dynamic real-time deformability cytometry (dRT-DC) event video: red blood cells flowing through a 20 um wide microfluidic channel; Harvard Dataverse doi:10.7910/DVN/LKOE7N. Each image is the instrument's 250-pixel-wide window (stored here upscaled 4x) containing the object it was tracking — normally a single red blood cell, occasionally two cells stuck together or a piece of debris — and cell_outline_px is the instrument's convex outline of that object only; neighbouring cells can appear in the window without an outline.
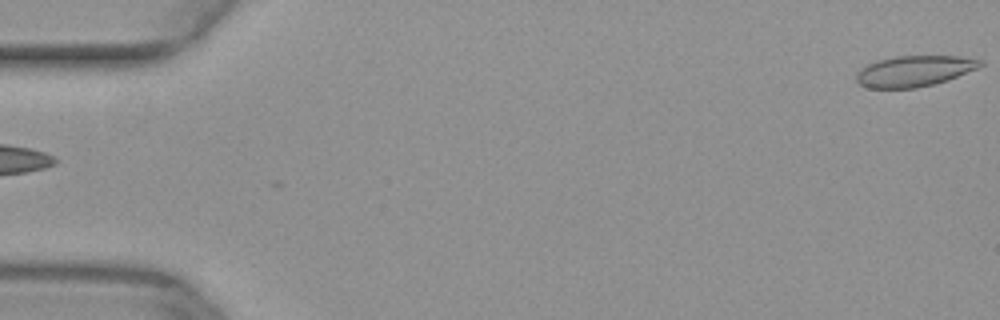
{"species": "common noctule bat (a hibernating species)", "species_latin": "Nyctalus noctula", "temperature_condition": "warm", "stored_images_in_passage": 51, "camera_frame_rate_fps": 3000, "um_per_image_px": 0.085, "animal": {"sex": "female", "body_mass_g": 29.2, "forearm_length_mm": 56.3}, "frame": {"image": 1, "passage_image": 1, "time_ms": 0.0, "image_size_px": [1000, 320], "cell_outline_px": [[984, 64], [976, 68], [948, 80], [916, 88], [868, 88], [860, 84], [856, 80], [856, 72], [860, 68], [876, 60], [896, 56], [960, 56], [984, 60]], "centroid_in_image_um": [77.69, 6.03], "position_along_channel_um": 7.3, "area_um2": 22.31}}
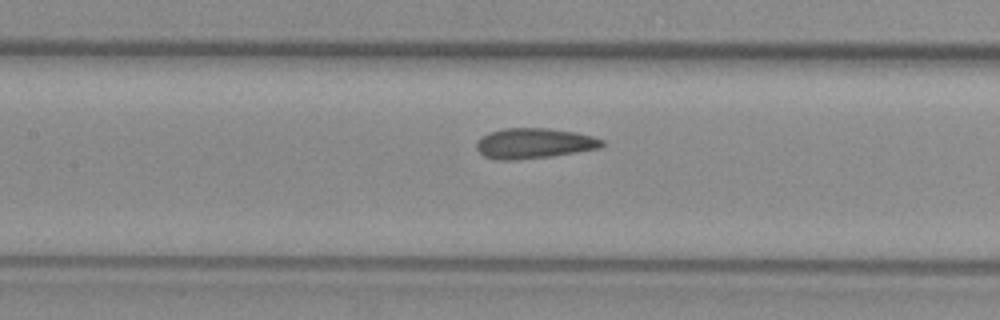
{"frame": {"image": 2, "passage_image": 24, "time_ms": 7.667, "image_size_px": [1000, 320], "cell_outline_px": [[604, 144], [600, 148], [552, 156], [516, 160], [500, 160], [484, 156], [476, 148], [476, 144], [488, 132], [504, 128], [548, 128], [576, 132], [592, 136], [604, 140]], "centroid_in_image_um": [45.41, 12.18], "position_along_channel_um": 162.0, "area_um2": 22.14}}
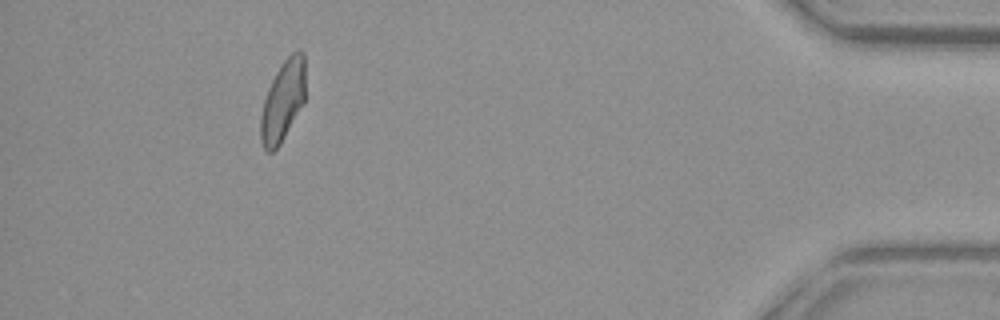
{"frame": {"image": 3, "passage_image": 47, "time_ms": 15.333, "image_size_px": [1000, 320], "cell_outline_px": [[304, 104], [280, 144], [272, 152], [268, 152], [264, 148], [260, 140], [260, 116], [264, 100], [268, 88], [276, 72], [284, 60], [296, 48], [300, 48], [304, 52]], "centroid_in_image_um": [24.04, 8.57], "position_along_channel_um": 411.2, "area_um2": 21.15}}